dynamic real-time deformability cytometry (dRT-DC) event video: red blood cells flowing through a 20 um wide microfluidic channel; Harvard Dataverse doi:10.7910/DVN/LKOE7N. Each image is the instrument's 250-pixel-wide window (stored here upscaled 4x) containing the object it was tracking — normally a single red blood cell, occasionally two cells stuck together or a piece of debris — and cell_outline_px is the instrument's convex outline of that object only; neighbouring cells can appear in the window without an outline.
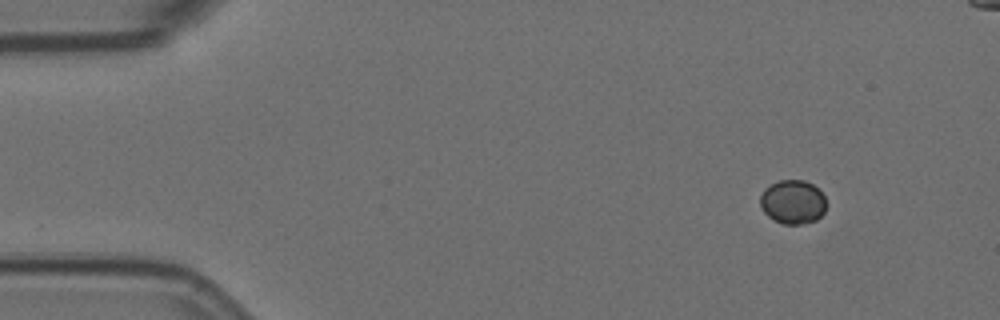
{"species": "Egyptian fruit bat (a non-hibernating species)", "species_latin": "Rousettus aegyptiacus", "temperature_condition": "room temperature", "stored_images_in_passage": 2, "camera_frame_rate_fps": 3000, "um_per_image_px": 0.085, "animal": {"sex": "female"}, "frame": {"image": 1, "passage_image": 2, "time_ms": 0.333, "image_size_px": [1000, 320], "cell_outline_px": [[828, 204], [824, 212], [816, 220], [804, 224], [784, 224], [772, 220], [760, 208], [760, 196], [764, 188], [780, 180], [804, 180], [812, 184], [824, 196]], "centroid_in_image_um": [67.38, 17.18], "position_along_channel_um": 17.6, "area_um2": 17.11}}